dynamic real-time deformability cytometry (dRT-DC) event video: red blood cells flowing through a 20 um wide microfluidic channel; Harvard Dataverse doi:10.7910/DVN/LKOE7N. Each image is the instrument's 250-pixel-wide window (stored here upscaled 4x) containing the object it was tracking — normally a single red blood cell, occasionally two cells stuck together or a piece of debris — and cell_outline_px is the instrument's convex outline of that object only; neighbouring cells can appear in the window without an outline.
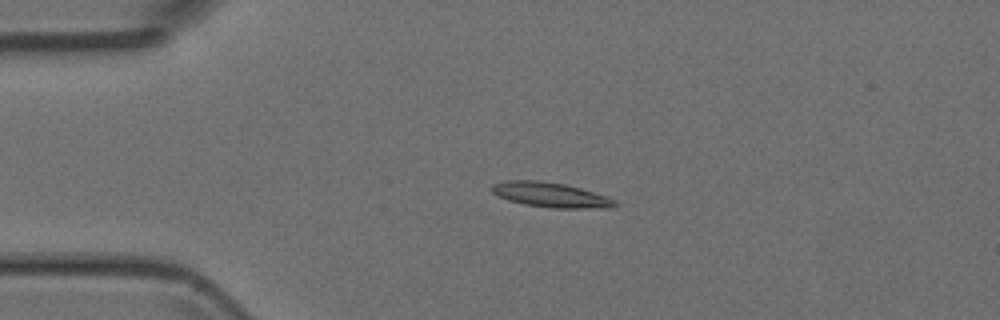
{"species": "Egyptian fruit bat (a non-hibernating species)", "species_latin": "Rousettus aegyptiacus", "temperature_condition": "room temperature", "stored_images_in_passage": 4, "camera_frame_rate_fps": 3000, "um_per_image_px": 0.085, "animal": {"sex": "female"}, "frame": {"image": 1, "passage_image": 2, "time_ms": 0.333, "image_size_px": [1000, 320], "cell_outline_px": [[620, 204], [612, 208], [552, 208], [524, 204], [508, 200], [496, 196], [492, 192], [492, 184], [504, 180], [540, 180], [564, 184], [580, 188], [616, 200]], "centroid_in_image_um": [46.78, 16.56], "position_along_channel_um": 38.2, "area_um2": 17.92}}
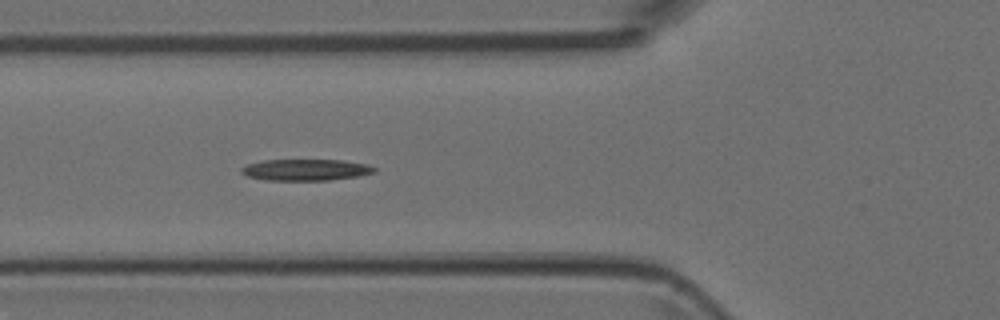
{"frame": {"image": 2, "passage_image": 4, "time_ms": 1.0, "image_size_px": [1000, 320], "cell_outline_px": [[376, 172], [360, 176], [328, 180], [264, 180], [248, 176], [240, 172], [240, 168], [244, 164], [264, 160], [344, 160], [368, 164], [376, 168]], "centroid_in_image_um": [25.98, 14.43], "position_along_channel_um": 99.8, "area_um2": 16.76}}